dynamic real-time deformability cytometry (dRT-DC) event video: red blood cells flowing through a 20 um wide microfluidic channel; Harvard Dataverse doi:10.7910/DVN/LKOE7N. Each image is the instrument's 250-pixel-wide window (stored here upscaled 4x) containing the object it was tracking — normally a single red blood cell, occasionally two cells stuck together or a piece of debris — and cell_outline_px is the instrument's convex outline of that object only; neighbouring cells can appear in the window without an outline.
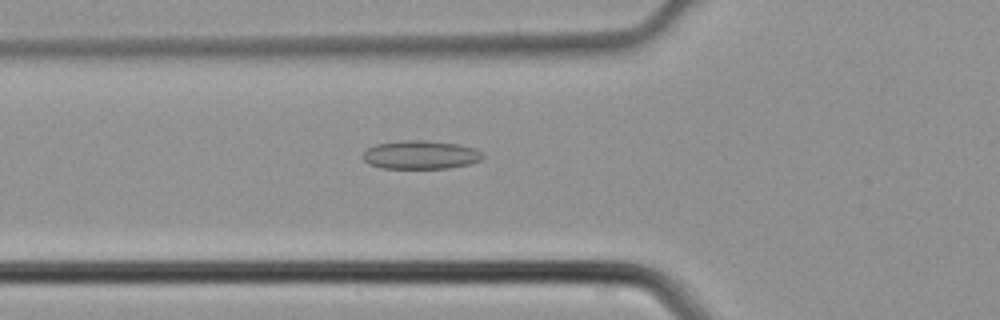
{"species": "common noctule bat (a hibernating species)", "species_latin": "Nyctalus noctula", "temperature_condition": "cold", "stored_images_in_passage": 29, "camera_frame_rate_fps": 3000, "um_per_image_px": 0.085, "animal": {"sex": "male", "body_mass_g": 21.5, "forearm_length_mm": 52.0}, "frame": {"image": 1, "passage_image": 5, "time_ms": 1.333, "image_size_px": [1000, 320], "cell_outline_px": [[484, 156], [480, 160], [468, 164], [448, 168], [380, 168], [368, 164], [364, 160], [364, 152], [368, 148], [376, 144], [400, 140], [428, 140], [460, 144], [476, 148]], "centroid_in_image_um": [35.75, 13.15], "position_along_channel_um": 90.0, "area_um2": 20.0}}
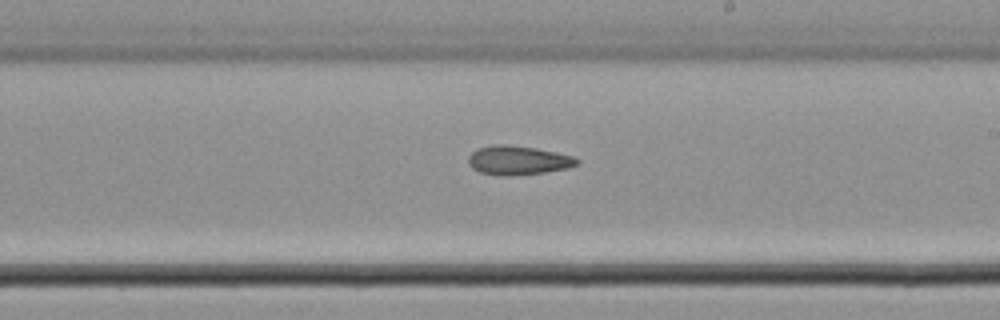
{"frame": {"image": 2, "passage_image": 15, "time_ms": 4.667, "image_size_px": [1000, 320], "cell_outline_px": [[580, 164], [568, 168], [544, 172], [508, 176], [504, 176], [480, 172], [472, 168], [468, 164], [468, 156], [476, 148], [496, 144], [508, 144], [536, 148], [556, 152], [572, 156], [580, 160]], "centroid_in_image_um": [44.03, 13.62], "position_along_channel_um": 245.0, "area_um2": 18.5}}
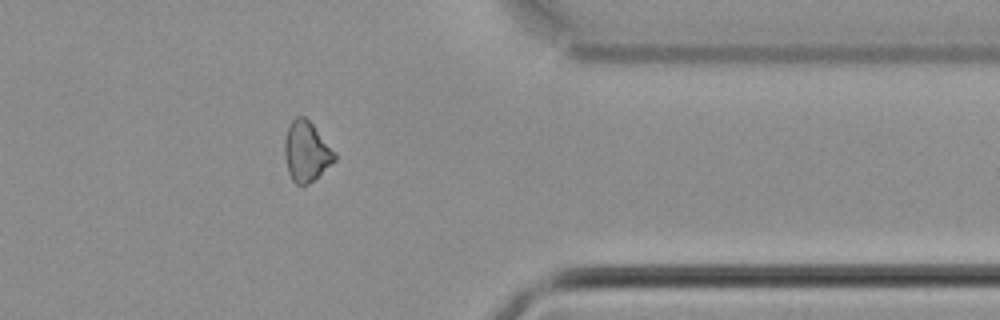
{"frame": {"image": 3, "passage_image": 25, "time_ms": 8.0, "image_size_px": [1000, 320], "cell_outline_px": [[336, 160], [332, 164], [308, 184], [296, 184], [292, 180], [288, 172], [284, 156], [284, 140], [288, 128], [292, 120], [296, 116], [304, 116], [312, 124], [336, 152]], "centroid_in_image_um": [26.04, 12.88], "position_along_channel_um": 385.4, "area_um2": 17.46}}